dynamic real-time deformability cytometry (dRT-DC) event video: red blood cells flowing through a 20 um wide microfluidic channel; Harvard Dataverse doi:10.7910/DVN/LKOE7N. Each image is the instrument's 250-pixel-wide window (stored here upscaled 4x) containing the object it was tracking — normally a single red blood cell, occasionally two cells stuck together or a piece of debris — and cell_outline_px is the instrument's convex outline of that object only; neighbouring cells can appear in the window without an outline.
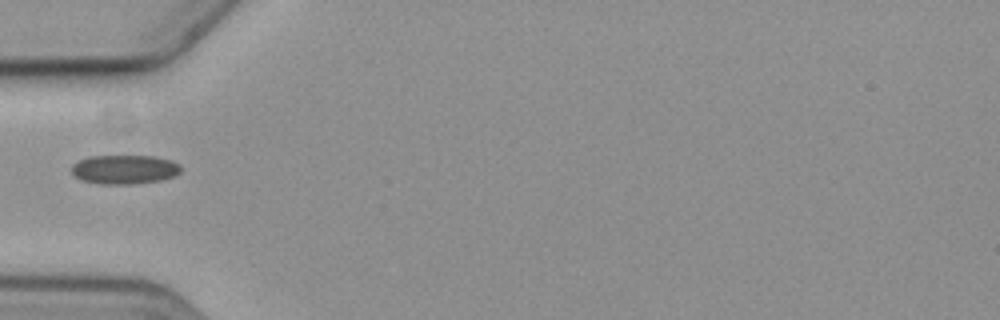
{"species": "common noctule bat (a hibernating species)", "species_latin": "Nyctalus noctula", "temperature_condition": "cold", "stored_images_in_passage": 3, "camera_frame_rate_fps": 3000, "um_per_image_px": 0.085, "animal": {"sex": "female", "body_mass_g": 19.3, "forearm_length_mm": 54.1}, "frame": {"image": 1, "passage_image": 3, "time_ms": 2.333, "image_size_px": [1000, 320], "cell_outline_px": [[180, 172], [176, 176], [160, 180], [136, 184], [100, 184], [80, 180], [72, 176], [72, 164], [76, 160], [88, 156], [152, 156], [172, 160], [180, 164]], "centroid_in_image_um": [10.54, 14.4], "position_along_channel_um": 74.5, "area_um2": 18.9}}